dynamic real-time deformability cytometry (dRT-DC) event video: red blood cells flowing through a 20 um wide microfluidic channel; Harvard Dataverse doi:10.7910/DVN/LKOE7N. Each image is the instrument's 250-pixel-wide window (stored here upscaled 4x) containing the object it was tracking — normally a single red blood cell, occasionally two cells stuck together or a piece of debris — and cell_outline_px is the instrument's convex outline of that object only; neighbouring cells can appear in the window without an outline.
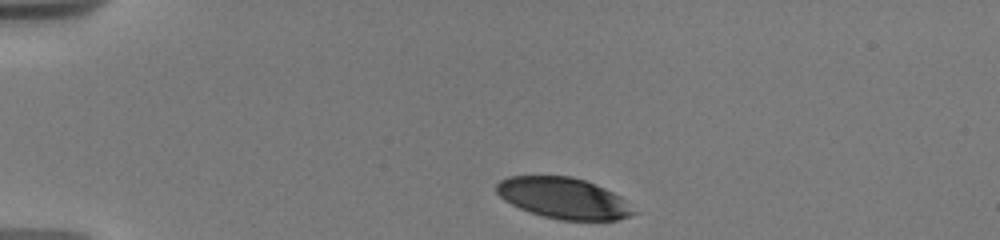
{"species": "human", "species_latin": "Homo sapiens", "temperature_condition": "warm", "stored_images_in_passage": 31, "camera_frame_rate_fps": 3000, "um_per_image_px": 0.085, "donor": {"sex": "male"}, "frame": {"image": 1, "passage_image": 1, "time_ms": 0.0, "image_size_px": [1000, 240], "cell_outline_px": [[640, 212], [616, 220], [560, 220], [544, 216], [520, 208], [504, 200], [496, 192], [496, 184], [500, 180], [508, 176], [572, 176], [584, 180], [604, 188], [620, 196]], "centroid_in_image_um": [47.92, 16.84], "position_along_channel_um": 37.1, "area_um2": 32.71}}
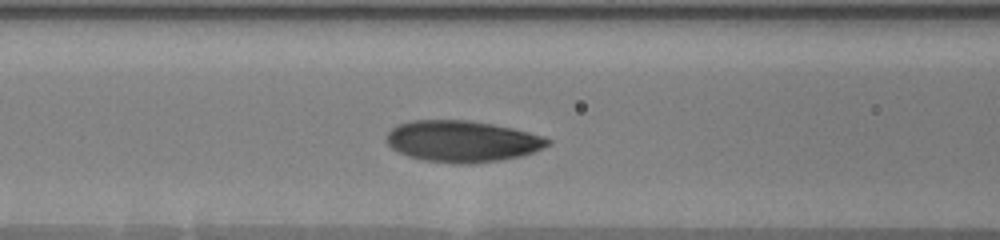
{"frame": {"image": 2, "passage_image": 14, "time_ms": 4.0, "image_size_px": [1000, 240], "cell_outline_px": [[552, 144], [544, 148], [520, 156], [500, 160], [468, 164], [460, 164], [424, 160], [408, 156], [392, 148], [388, 144], [388, 132], [396, 124], [412, 120], [468, 120], [492, 124], [512, 128], [544, 136], [552, 140]], "centroid_in_image_um": [39.31, 12.0], "position_along_channel_um": 127.3, "area_um2": 38.84}}
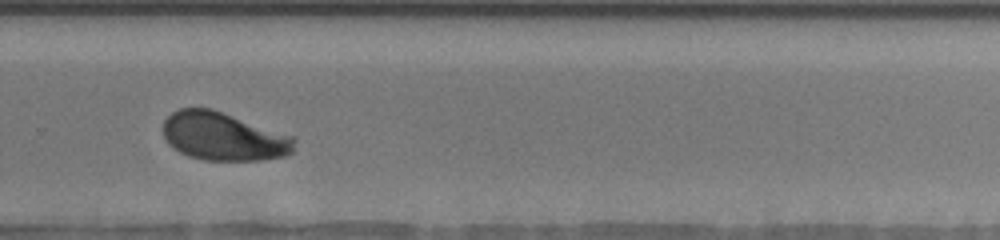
{"frame": {"image": 3, "passage_image": 23, "time_ms": 9.0, "image_size_px": [1000, 240], "cell_outline_px": [[296, 140], [292, 152], [284, 156], [260, 160], [204, 160], [188, 156], [172, 148], [168, 144], [164, 136], [164, 120], [172, 112], [180, 108], [212, 108], [292, 136]], "centroid_in_image_um": [18.97, 11.6], "position_along_channel_um": 310.8, "area_um2": 36.82}, "authors_computed_cell_mechanics": {"area_um2": 36.9342, "velocity_mm_per_s": 3.6824, "shape_relaxation_time_tau1_ms": 2.7718, "shape_relaxation_time_tau2_ms": 0.9016, "deformation_change_tau1": 0.1503, "deformation_change_tau2": 0.0611}}